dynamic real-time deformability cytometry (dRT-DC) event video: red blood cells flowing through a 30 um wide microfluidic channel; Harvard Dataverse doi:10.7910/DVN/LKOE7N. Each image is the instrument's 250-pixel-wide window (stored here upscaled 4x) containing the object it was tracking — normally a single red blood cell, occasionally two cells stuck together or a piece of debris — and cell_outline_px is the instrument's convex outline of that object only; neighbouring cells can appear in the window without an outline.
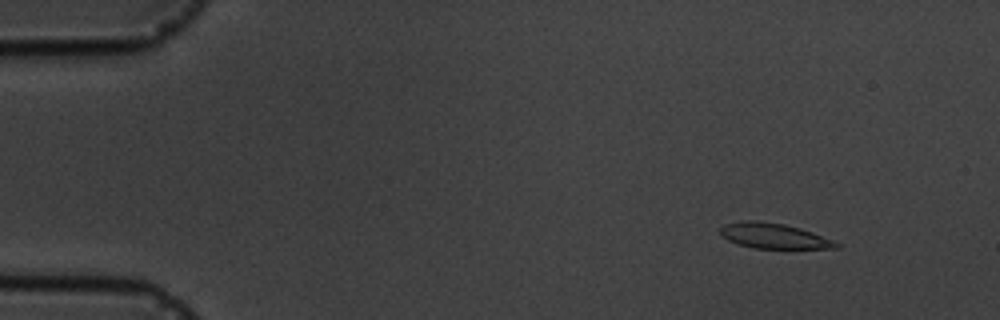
{"species": "common noctule bat (a hibernating species)", "species_latin": "Nyctalus noctula", "temperature_condition": "cold", "stored_images_in_passage": 4, "camera_frame_rate_fps": 3000, "um_per_image_px": 0.085, "animal": {"sex": "male", "body_mass_g": 19.5, "forearm_length_mm": 54.6}, "frame": {"image": 1, "passage_image": 1, "time_ms": 0.0, "image_size_px": [1000, 320], "cell_outline_px": [[840, 248], [752, 248], [728, 240], [720, 236], [720, 228], [724, 224], [740, 220], [760, 220], [784, 224], [800, 228], [812, 232], [832, 240], [840, 244]], "centroid_in_image_um": [65.72, 20.03], "position_along_channel_um": 19.3, "area_um2": 17.11}}
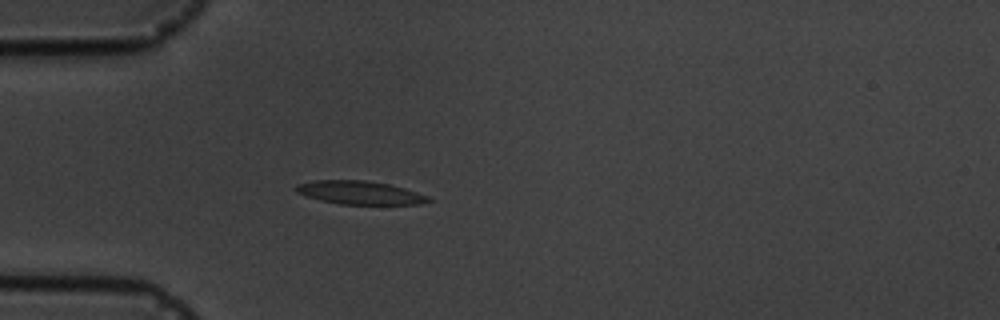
{"frame": {"image": 2, "passage_image": 4, "time_ms": 3.333, "image_size_px": [1000, 320], "cell_outline_px": [[432, 200], [420, 204], [340, 204], [320, 200], [304, 196], [296, 192], [292, 188], [296, 184], [316, 180], [364, 180], [388, 184], [404, 188], [428, 196]], "centroid_in_image_um": [30.51, 16.37], "position_along_channel_um": 54.5, "area_um2": 18.03}}